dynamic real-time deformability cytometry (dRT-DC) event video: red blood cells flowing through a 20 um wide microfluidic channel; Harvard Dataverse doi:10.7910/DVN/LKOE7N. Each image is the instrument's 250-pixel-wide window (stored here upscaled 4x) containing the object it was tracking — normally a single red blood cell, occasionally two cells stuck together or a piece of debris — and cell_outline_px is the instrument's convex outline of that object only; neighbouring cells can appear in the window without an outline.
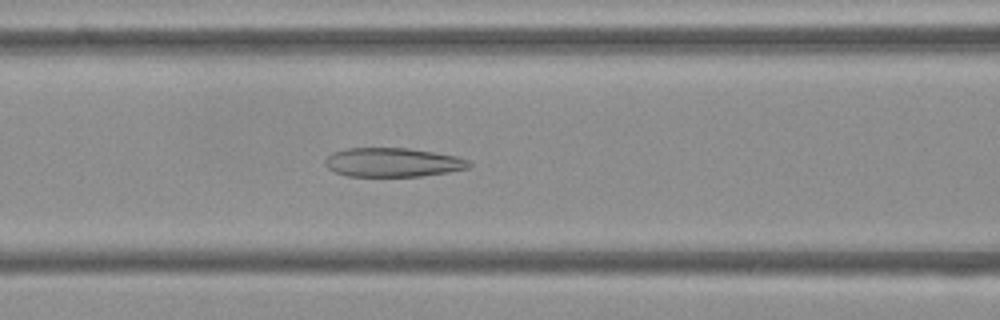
{"species": "Egyptian fruit bat (a non-hibernating species)", "species_latin": "Rousettus aegyptiacus", "temperature_condition": "cold", "stored_images_in_passage": 45, "camera_frame_rate_fps": 3000, "um_per_image_px": 0.085, "frame": {"image": 1, "passage_image": 13, "time_ms": 4.0, "image_size_px": [1000, 320], "cell_outline_px": [[472, 164], [468, 168], [448, 172], [420, 176], [348, 176], [336, 172], [328, 168], [324, 164], [324, 160], [332, 152], [344, 148], [408, 148], [456, 156], [468, 160]], "centroid_in_image_um": [33.35, 13.8], "position_along_channel_um": 133.2, "area_um2": 24.28}}
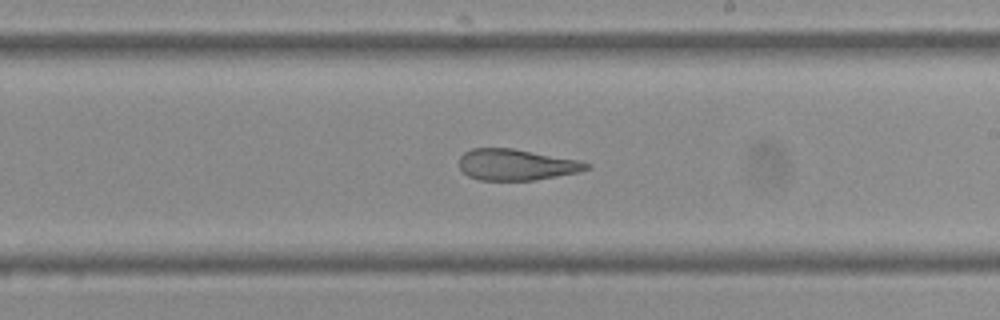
{"frame": {"image": 2, "passage_image": 22, "time_ms": 7.0, "image_size_px": [1000, 320], "cell_outline_px": [[592, 168], [580, 172], [532, 180], [480, 180], [468, 176], [460, 168], [460, 156], [464, 152], [472, 148], [512, 148], [580, 160], [592, 164]], "centroid_in_image_um": [43.92, 13.99], "position_along_channel_um": 245.1, "area_um2": 23.18}}
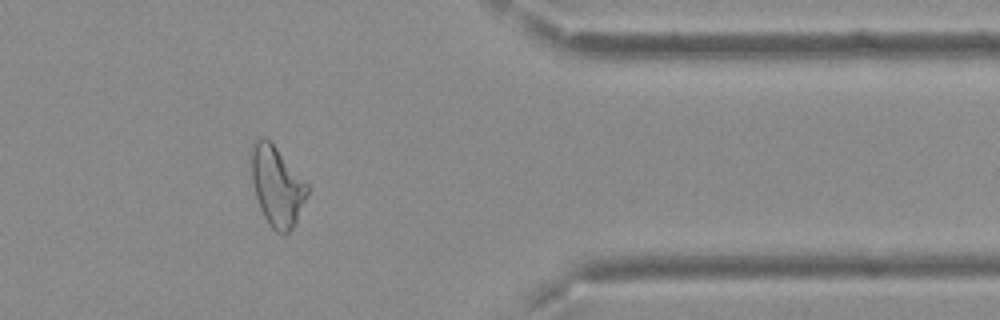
{"frame": {"image": 3, "passage_image": 35, "time_ms": 11.333, "image_size_px": [1000, 320], "cell_outline_px": [[308, 192], [296, 224], [284, 236], [276, 232], [268, 224], [260, 208], [256, 196], [252, 180], [248, 152], [256, 140], [260, 136], [264, 136], [276, 148], [308, 184]], "centroid_in_image_um": [23.51, 15.83], "position_along_channel_um": 387.9, "area_um2": 26.18}, "authors_computed_cell_mechanics": {"area_um2": 26.1834, "velocity_mm_per_s": 3.7317, "shape_relaxation_time_tau1_ms": null, "shape_relaxation_time_tau2_ms": 2.5777, "deformation_change_tau1": null, "deformation_change_tau2": 0.1207}}